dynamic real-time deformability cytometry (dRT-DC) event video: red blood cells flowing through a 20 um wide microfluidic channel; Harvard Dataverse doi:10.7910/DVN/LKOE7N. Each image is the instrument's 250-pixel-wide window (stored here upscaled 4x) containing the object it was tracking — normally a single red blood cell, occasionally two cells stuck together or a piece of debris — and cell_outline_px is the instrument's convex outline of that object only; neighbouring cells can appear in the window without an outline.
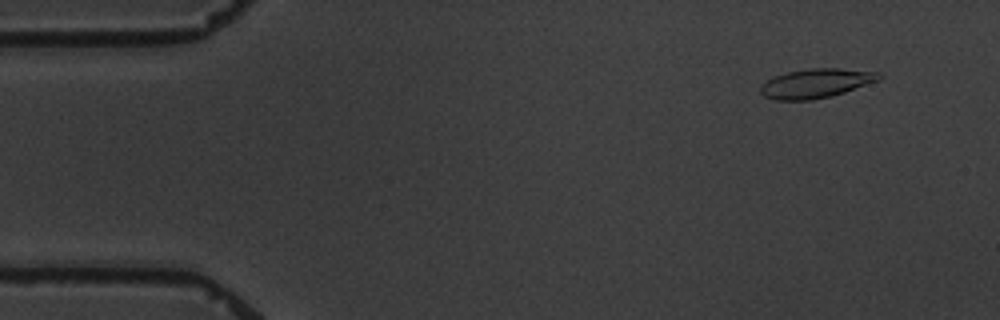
{"species": "common noctule bat (a hibernating species)", "species_latin": "Nyctalus noctula", "temperature_condition": "warm", "stored_images_in_passage": 4, "camera_frame_rate_fps": 3000, "um_per_image_px": 0.085, "animal": {"sex": "male", "body_mass_g": 19.5, "forearm_length_mm": 54.6}, "frame": {"image": 1, "passage_image": 1, "time_ms": 0.0, "image_size_px": [1000, 320], "cell_outline_px": [[884, 76], [880, 80], [832, 96], [812, 100], [776, 100], [764, 96], [760, 92], [760, 88], [772, 76], [788, 72], [812, 68], [840, 68], [880, 72]], "centroid_in_image_um": [69.4, 7.08], "position_along_channel_um": 15.6, "area_um2": 20.23}}
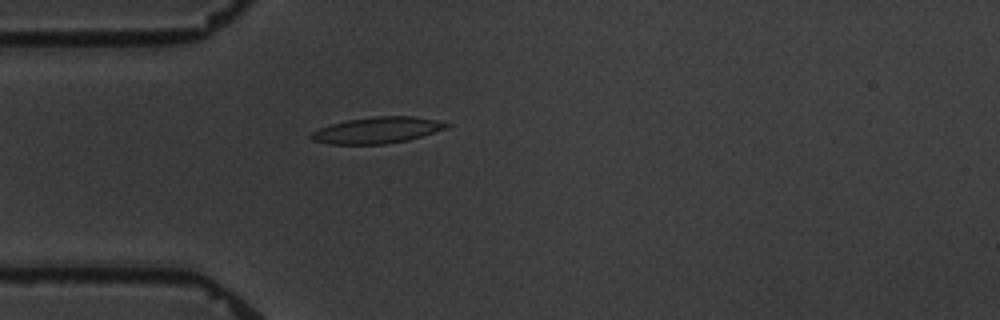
{"frame": {"image": 2, "passage_image": 4, "time_ms": 3.667, "image_size_px": [1000, 320], "cell_outline_px": [[452, 124], [448, 128], [408, 140], [384, 144], [328, 144], [312, 140], [308, 136], [312, 132], [320, 128], [332, 124], [348, 120], [376, 116], [412, 116], [436, 120]], "centroid_in_image_um": [32.07, 11.07], "position_along_channel_um": 52.9, "area_um2": 20.63}}